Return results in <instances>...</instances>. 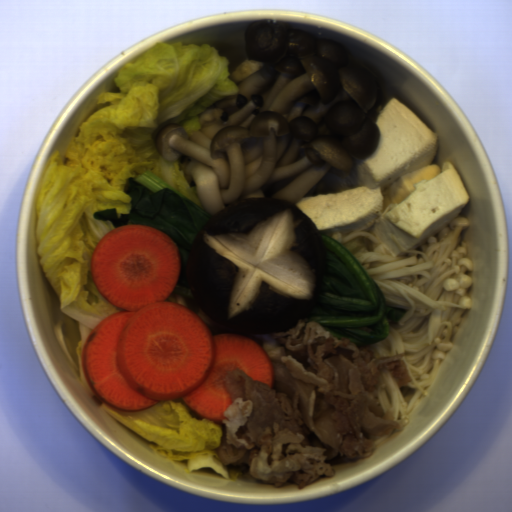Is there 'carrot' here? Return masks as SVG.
<instances>
[{
	"instance_id": "carrot-1",
	"label": "carrot",
	"mask_w": 512,
	"mask_h": 512,
	"mask_svg": "<svg viewBox=\"0 0 512 512\" xmlns=\"http://www.w3.org/2000/svg\"><path fill=\"white\" fill-rule=\"evenodd\" d=\"M180 272L175 241L153 227L120 226L97 242L92 282L121 312L88 334L82 371L90 389L119 411L181 399L200 418L223 426L233 402L224 376L239 369L272 389L273 365L253 338L213 335L188 307L167 301Z\"/></svg>"
}]
</instances>
